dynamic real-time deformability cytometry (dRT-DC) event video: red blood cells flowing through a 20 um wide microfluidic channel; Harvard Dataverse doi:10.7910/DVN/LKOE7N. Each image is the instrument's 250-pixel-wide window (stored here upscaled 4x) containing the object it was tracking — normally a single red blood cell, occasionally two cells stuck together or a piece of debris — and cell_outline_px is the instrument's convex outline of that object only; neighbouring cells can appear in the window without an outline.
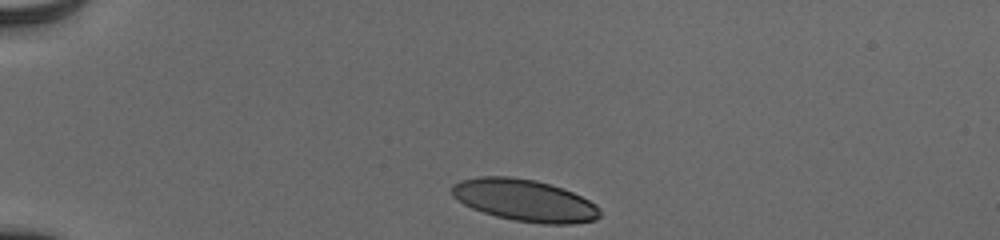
{"species": "human", "species_latin": "Homo sapiens", "temperature_condition": "cold", "stored_images_in_passage": 35, "camera_frame_rate_fps": 3000, "um_per_image_px": 0.085, "donor": {"sex": "male"}, "frame": {"image": 1, "passage_image": 1, "time_ms": 0.0, "image_size_px": [1000, 240], "cell_outline_px": [[600, 216], [596, 220], [572, 224], [544, 224], [512, 220], [496, 216], [472, 208], [456, 200], [452, 196], [452, 184], [460, 180], [480, 176], [508, 176], [536, 180], [572, 192], [596, 204], [600, 208]], "centroid_in_image_um": [44.58, 17.03], "position_along_channel_um": 40.4, "area_um2": 36.18}}
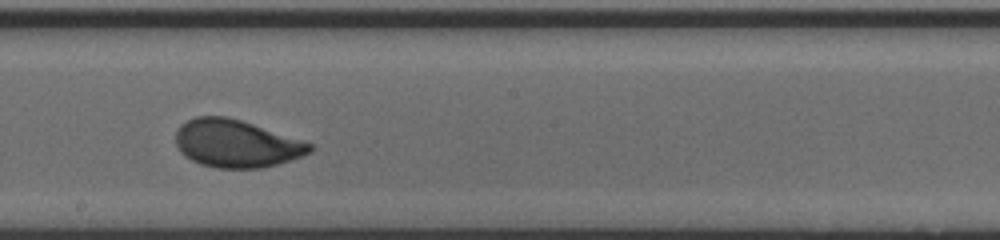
{"frame": {"image": 2, "passage_image": 20, "time_ms": 6.333, "image_size_px": [1000, 240], "cell_outline_px": [[312, 152], [276, 164], [260, 168], [216, 168], [200, 164], [184, 156], [180, 152], [176, 144], [176, 132], [180, 124], [196, 116], [228, 116], [312, 144]], "centroid_in_image_um": [20.02, 12.2], "position_along_channel_um": 228.2, "area_um2": 36.82}}
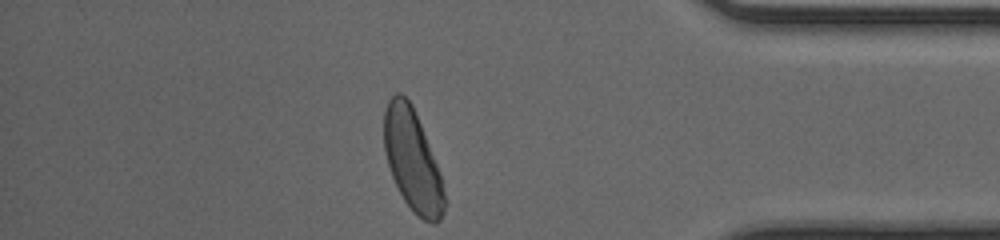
{"frame": {"image": 3, "passage_image": 35, "time_ms": 11.333, "image_size_px": [1000, 240], "cell_outline_px": [[448, 200], [444, 212], [440, 220], [436, 224], [432, 224], [424, 220], [412, 212], [404, 200], [392, 176], [388, 164], [384, 148], [384, 108], [388, 100], [396, 92], [400, 92], [412, 104], [436, 164]], "centroid_in_image_um": [35.07, 13.67], "position_along_channel_um": 400.1, "area_um2": 35.55}, "authors_computed_cell_mechanics": {"area_um2": 36.7608, "velocity_mm_per_s": 3.8891, "shape_relaxation_time_tau1_ms": 2.9055, "shape_relaxation_time_tau2_ms": null, "deformation_change_tau1": 0.1382, "deformation_change_tau2": null}}